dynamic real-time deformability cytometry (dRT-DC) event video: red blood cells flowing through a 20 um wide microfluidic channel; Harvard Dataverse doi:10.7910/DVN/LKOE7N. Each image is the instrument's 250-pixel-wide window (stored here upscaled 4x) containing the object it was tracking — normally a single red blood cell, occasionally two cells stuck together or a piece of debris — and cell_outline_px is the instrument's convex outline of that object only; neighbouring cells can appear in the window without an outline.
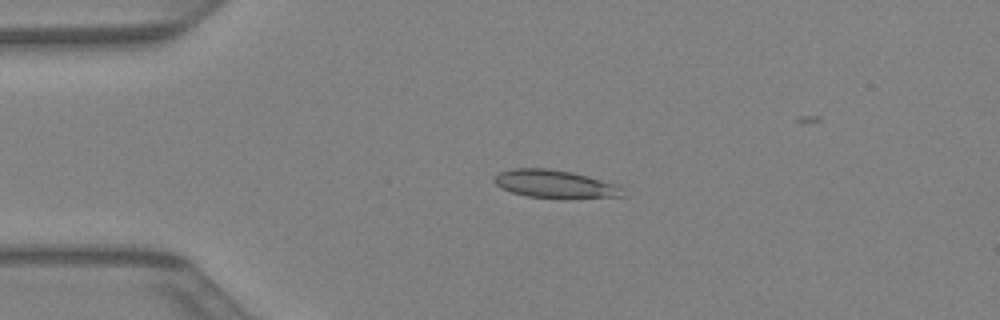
{"species": "Egyptian fruit bat (a non-hibernating species)", "species_latin": "Rousettus aegyptiacus", "temperature_condition": "warm", "stored_images_in_passage": 38, "camera_frame_rate_fps": 3000, "um_per_image_px": 0.085, "animal": {"sex": "female"}, "frame": {"image": 1, "passage_image": 8, "time_ms": 2.333, "image_size_px": [1000, 320], "cell_outline_px": [[624, 196], [528, 196], [512, 192], [500, 188], [492, 180], [500, 172], [512, 168], [548, 168], [572, 172], [620, 184], [624, 188]], "centroid_in_image_um": [47.16, 15.59], "position_along_channel_um": 37.8, "area_um2": 20.29}}
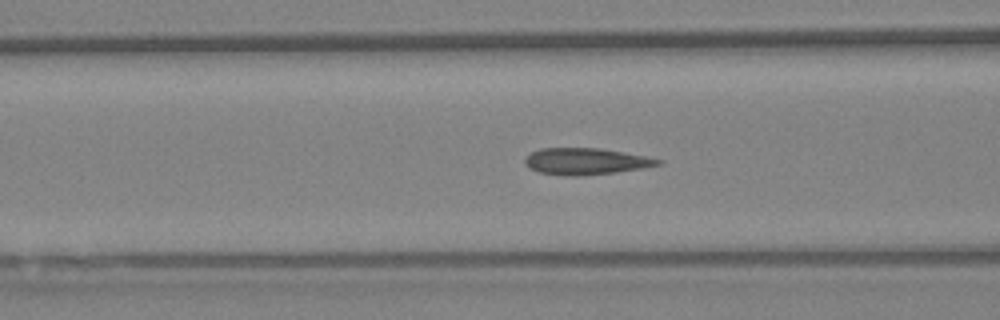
{"frame": {"image": 2, "passage_image": 15, "time_ms": 4.667, "image_size_px": [1000, 320], "cell_outline_px": [[664, 160], [660, 164], [644, 168], [616, 172], [580, 176], [568, 176], [540, 172], [524, 164], [524, 160], [532, 152], [540, 148], [600, 148], [644, 156]], "centroid_in_image_um": [49.81, 13.71], "position_along_channel_um": 116.8, "area_um2": 20.4}}
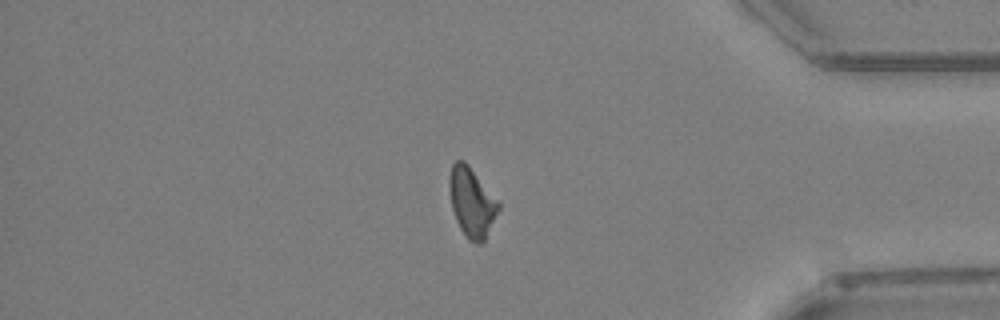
{"frame": {"image": 3, "passage_image": 34, "time_ms": 11.0, "image_size_px": [1000, 320], "cell_outline_px": [[500, 208], [484, 240], [480, 244], [476, 244], [468, 240], [460, 228], [456, 220], [452, 208], [448, 184], [448, 180], [452, 164], [456, 160], [464, 160], [468, 164], [500, 204]], "centroid_in_image_um": [40.07, 17.19], "position_along_channel_um": 395.1, "area_um2": 19.65}}